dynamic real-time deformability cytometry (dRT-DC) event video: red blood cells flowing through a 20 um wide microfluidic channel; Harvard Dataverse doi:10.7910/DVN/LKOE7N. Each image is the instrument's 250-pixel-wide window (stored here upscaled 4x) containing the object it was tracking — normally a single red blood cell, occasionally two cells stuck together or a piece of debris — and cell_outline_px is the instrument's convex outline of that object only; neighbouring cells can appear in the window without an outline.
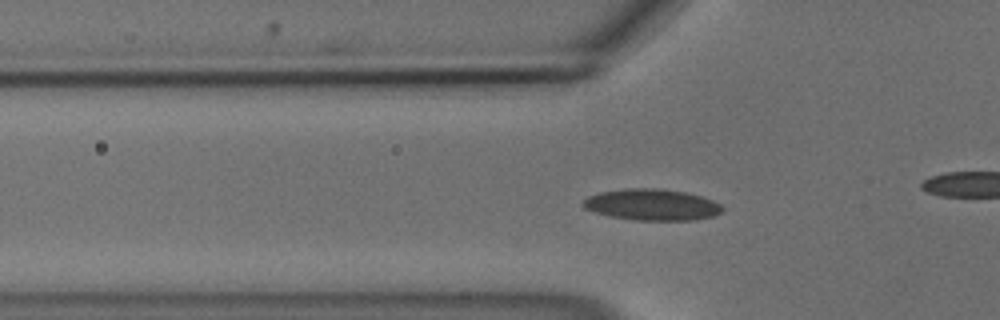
{"species": "common noctule bat (a hibernating species)", "species_latin": "Nyctalus noctula", "temperature_condition": "cold", "stored_images_in_passage": 31, "camera_frame_rate_fps": 3000, "um_per_image_px": 0.085, "animal": {"sex": "male", "body_mass_g": 18.8}, "frame": {"image": 1, "passage_image": 5, "time_ms": 1.333, "image_size_px": [1000, 320], "cell_outline_px": [[724, 208], [720, 212], [712, 216], [696, 220], [636, 220], [612, 216], [596, 212], [584, 208], [584, 200], [588, 196], [600, 192], [624, 188], [656, 188], [684, 192], [700, 196], [712, 200], [720, 204]], "centroid_in_image_um": [55.42, 17.39], "position_along_channel_um": 70.4, "area_um2": 25.14}}
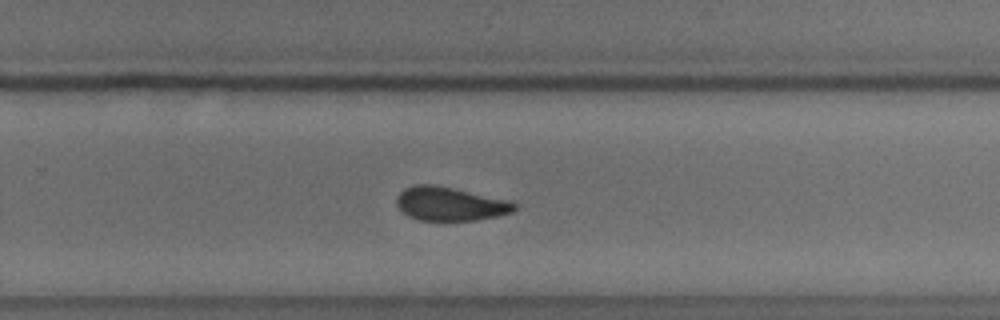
{"frame": {"image": 2, "passage_image": 23, "time_ms": 7.333, "image_size_px": [1000, 320], "cell_outline_px": [[516, 208], [512, 212], [496, 216], [476, 220], [420, 220], [408, 216], [396, 204], [396, 200], [400, 192], [404, 188], [416, 184], [436, 184], [512, 200], [516, 204]], "centroid_in_image_um": [38.28, 17.31], "position_along_channel_um": 291.5, "area_um2": 23.29}}
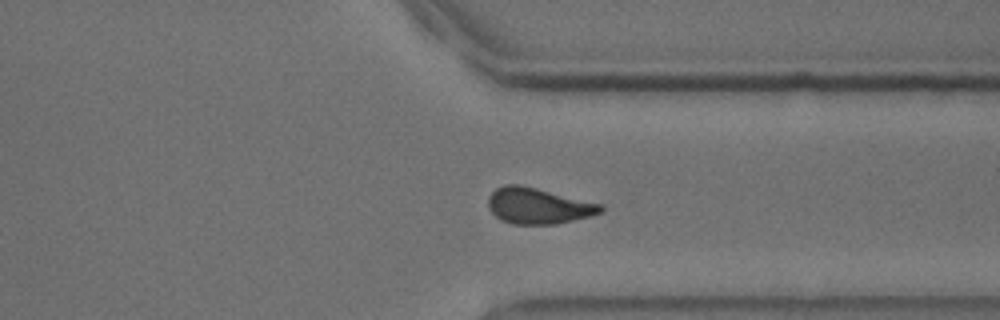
{"frame": {"image": 3, "passage_image": 29, "time_ms": 9.333, "image_size_px": [1000, 320], "cell_outline_px": [[604, 212], [556, 224], [512, 224], [500, 220], [488, 208], [488, 196], [496, 188], [504, 184], [520, 184], [604, 204]], "centroid_in_image_um": [45.75, 17.49], "position_along_channel_um": 365.7, "area_um2": 23.76}}